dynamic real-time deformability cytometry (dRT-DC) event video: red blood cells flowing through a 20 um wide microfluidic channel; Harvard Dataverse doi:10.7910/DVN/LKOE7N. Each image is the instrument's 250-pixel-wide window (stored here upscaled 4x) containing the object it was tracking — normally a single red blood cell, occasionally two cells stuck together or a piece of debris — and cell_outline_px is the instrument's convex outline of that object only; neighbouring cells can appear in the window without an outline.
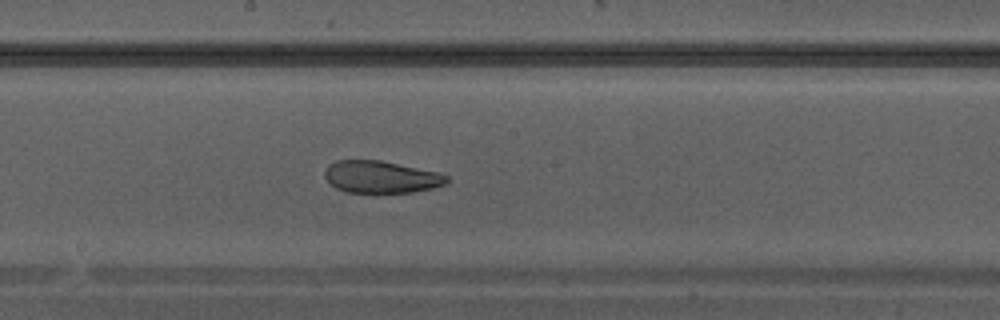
{"species": "Egyptian fruit bat (a non-hibernating species)", "species_latin": "Rousettus aegyptiacus", "temperature_condition": "warm", "stored_images_in_passage": 30, "camera_frame_rate_fps": 3000, "um_per_image_px": 0.085, "animal": {"sex": "male"}, "frame": {"image": 1, "passage_image": 13, "time_ms": 4.0, "image_size_px": [1000, 320], "cell_outline_px": [[448, 184], [432, 188], [412, 192], [344, 192], [336, 188], [324, 176], [324, 172], [328, 164], [336, 160], [380, 160], [436, 172], [448, 176]], "centroid_in_image_um": [32.37, 15.04], "position_along_channel_um": 215.8, "area_um2": 22.72}}
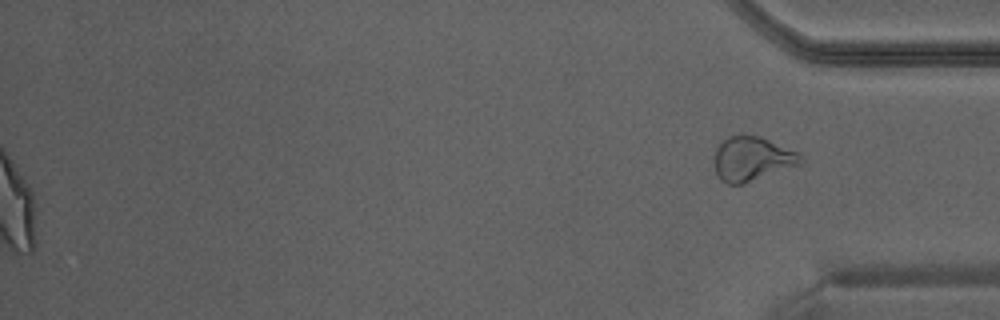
{"frame": {"image": 2, "passage_image": 30, "time_ms": 9.667, "image_size_px": [1000, 320], "cell_outline_px": [[800, 164], [744, 184], [728, 184], [720, 180], [716, 172], [712, 160], [716, 148], [728, 136], [740, 132], [760, 136], [796, 152], [800, 156]], "centroid_in_image_um": [63.83, 13.48], "position_along_channel_um": 371.4, "area_um2": 22.43}}